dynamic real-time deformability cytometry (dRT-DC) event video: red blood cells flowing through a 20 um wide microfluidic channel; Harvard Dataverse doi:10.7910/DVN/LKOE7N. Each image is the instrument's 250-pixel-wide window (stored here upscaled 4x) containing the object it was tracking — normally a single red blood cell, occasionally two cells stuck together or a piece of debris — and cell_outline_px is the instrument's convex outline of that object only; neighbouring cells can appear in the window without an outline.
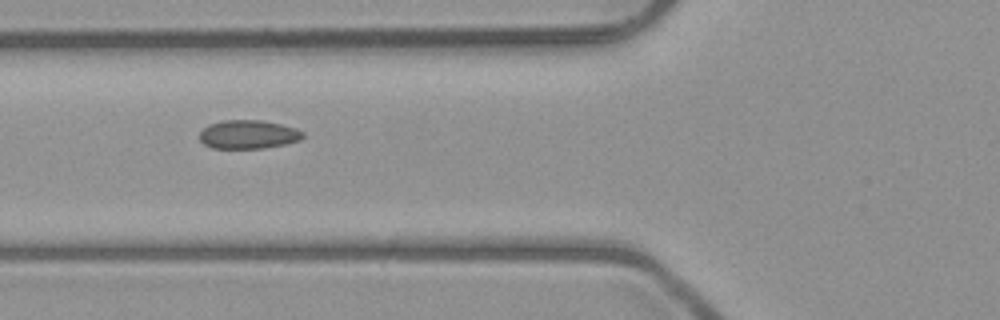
{"species": "common noctule bat (a hibernating species)", "species_latin": "Nyctalus noctula", "temperature_condition": "room temperature", "stored_images_in_passage": 6, "camera_frame_rate_fps": 3000, "um_per_image_px": 0.085, "animal": {"sex": "male", "body_mass_g": 23.1, "forearm_length_mm": 52.7}, "frame": {"image": 1, "passage_image": 3, "time_ms": 2.333, "image_size_px": [1000, 320], "cell_outline_px": [[304, 136], [300, 140], [284, 144], [264, 148], [212, 148], [204, 144], [200, 140], [200, 132], [208, 124], [220, 120], [260, 120], [280, 124], [296, 128], [304, 132]], "centroid_in_image_um": [21.09, 11.42], "position_along_channel_um": 104.7, "area_um2": 17.28}}
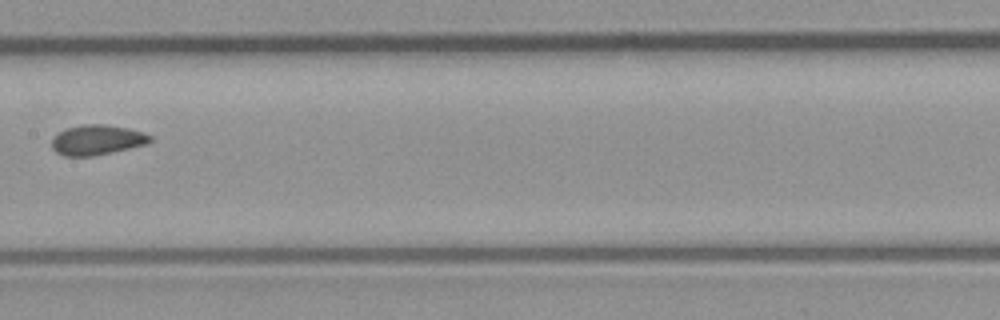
{"frame": {"image": 2, "passage_image": 5, "time_ms": 4.667, "image_size_px": [1000, 320], "cell_outline_px": [[152, 140], [148, 144], [112, 152], [92, 156], [64, 156], [56, 152], [52, 148], [52, 140], [64, 128], [84, 124], [104, 124], [128, 128], [144, 132], [152, 136]], "centroid_in_image_um": [8.27, 11.89], "position_along_channel_um": 199.1, "area_um2": 17.28}}
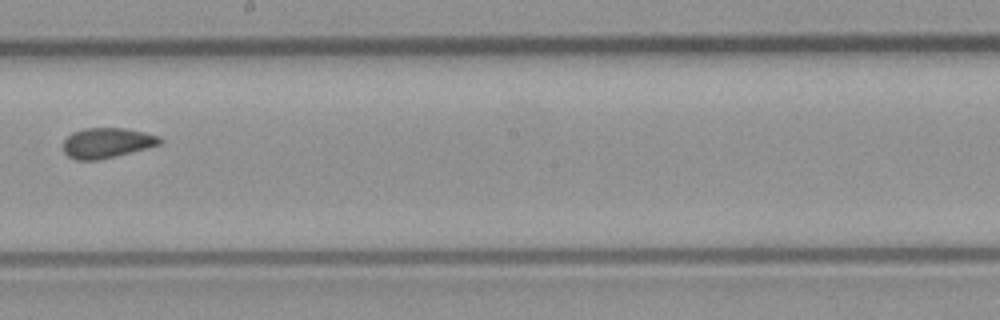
{"frame": {"image": 3, "passage_image": 6, "time_ms": 5.667, "image_size_px": [1000, 320], "cell_outline_px": [[164, 140], [160, 144], [148, 148], [100, 160], [76, 160], [68, 156], [64, 152], [64, 140], [72, 132], [84, 128], [128, 128], [160, 136]], "centroid_in_image_um": [9.11, 12.14], "position_along_channel_um": 239.1, "area_um2": 17.17}}